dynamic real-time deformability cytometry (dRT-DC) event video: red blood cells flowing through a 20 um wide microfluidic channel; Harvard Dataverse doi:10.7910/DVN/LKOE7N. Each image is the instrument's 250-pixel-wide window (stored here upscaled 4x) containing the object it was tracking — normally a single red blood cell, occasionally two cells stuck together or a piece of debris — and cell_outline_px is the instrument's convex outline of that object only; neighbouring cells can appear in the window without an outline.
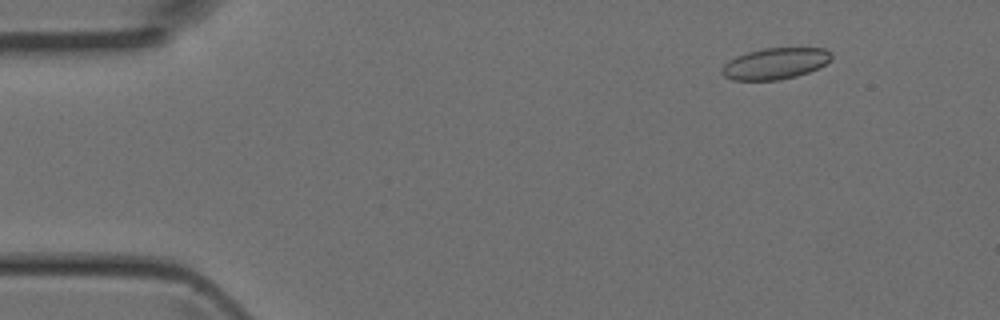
{"species": "Egyptian fruit bat (a non-hibernating species)", "species_latin": "Rousettus aegyptiacus", "temperature_condition": "room temperature", "stored_images_in_passage": 6, "camera_frame_rate_fps": 3000, "um_per_image_px": 0.085, "animal": {"sex": "female"}, "frame": {"image": 1, "passage_image": 2, "time_ms": 0.333, "image_size_px": [1000, 320], "cell_outline_px": [[832, 60], [808, 72], [796, 76], [780, 80], [732, 80], [724, 76], [720, 72], [720, 68], [728, 60], [736, 56], [748, 52], [764, 48], [824, 48], [832, 52]], "centroid_in_image_um": [65.87, 5.4], "position_along_channel_um": 19.1, "area_um2": 20.06}}